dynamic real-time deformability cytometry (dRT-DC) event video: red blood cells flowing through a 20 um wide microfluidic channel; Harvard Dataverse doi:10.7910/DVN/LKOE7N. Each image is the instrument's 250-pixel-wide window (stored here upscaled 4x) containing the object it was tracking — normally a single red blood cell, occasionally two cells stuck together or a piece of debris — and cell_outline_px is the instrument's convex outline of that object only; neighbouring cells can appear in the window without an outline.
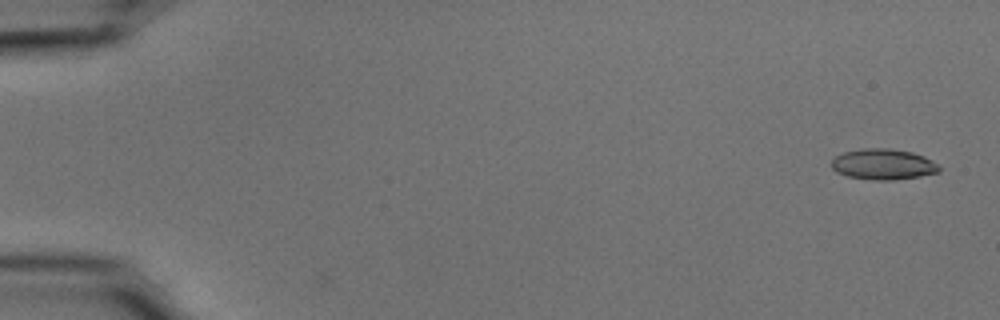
{"species": "common noctule bat (a hibernating species)", "species_latin": "Nyctalus noctula", "temperature_condition": "cold", "stored_images_in_passage": 53, "camera_frame_rate_fps": 3000, "um_per_image_px": 0.085, "animal": {"sex": "male", "body_mass_g": 15.6}, "frame": {"image": 1, "passage_image": 1, "time_ms": 0.0, "image_size_px": [1000, 320], "cell_outline_px": [[940, 172], [920, 176], [892, 180], [872, 180], [848, 176], [836, 172], [832, 168], [832, 160], [836, 156], [844, 152], [864, 148], [888, 148], [912, 152], [924, 156], [932, 160], [940, 168]], "centroid_in_image_um": [75.07, 13.96], "position_along_channel_um": 9.9, "area_um2": 19.25}}
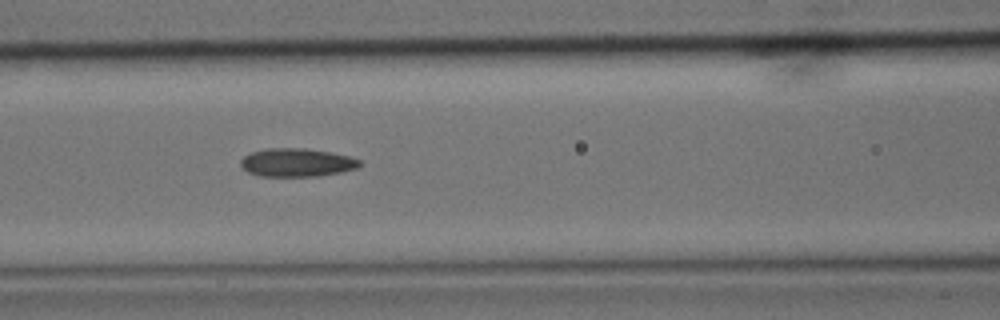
{"frame": {"image": 2, "passage_image": 23, "time_ms": 7.333, "image_size_px": [1000, 320], "cell_outline_px": [[364, 164], [356, 168], [340, 172], [320, 176], [260, 176], [248, 172], [240, 164], [240, 160], [244, 156], [252, 152], [264, 148], [304, 148], [328, 152], [348, 156], [360, 160]], "centroid_in_image_um": [25.22, 13.81], "position_along_channel_um": 141.4, "area_um2": 19.59}}
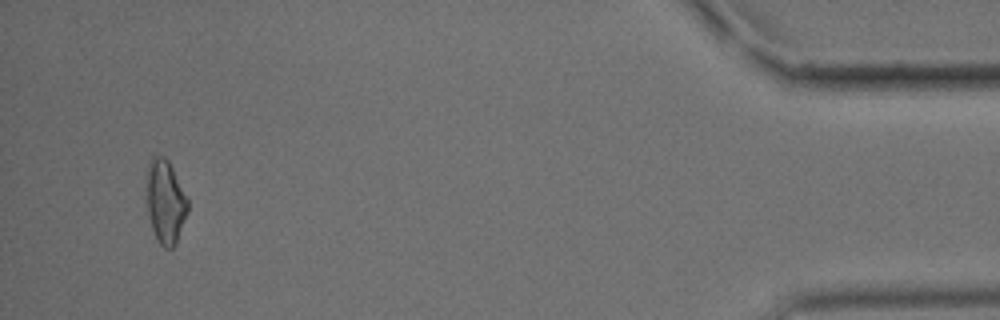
{"frame": {"image": 3, "passage_image": 51, "time_ms": 16.667, "image_size_px": [1000, 320], "cell_outline_px": [[188, 212], [176, 244], [172, 248], [164, 248], [156, 240], [152, 228], [144, 196], [148, 160], [152, 156], [164, 156], [168, 160], [188, 196]], "centroid_in_image_um": [14.03, 17.12], "position_along_channel_um": 421.2, "area_um2": 20.81}, "authors_computed_cell_mechanics": {"area_um2": 19.1896, "velocity_mm_per_s": 3.7444, "shape_relaxation_time_tau1_ms": null, "shape_relaxation_time_tau2_ms": 4.3346, "deformation_change_tau1": null, "deformation_change_tau2": 0.137}}